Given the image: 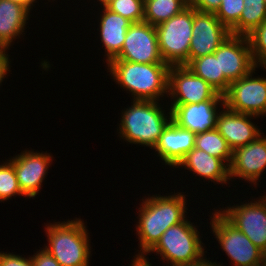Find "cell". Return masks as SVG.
Masks as SVG:
<instances>
[{
  "mask_svg": "<svg viewBox=\"0 0 266 266\" xmlns=\"http://www.w3.org/2000/svg\"><path fill=\"white\" fill-rule=\"evenodd\" d=\"M103 4V7H106L108 4H110L113 0H99Z\"/></svg>",
  "mask_w": 266,
  "mask_h": 266,
  "instance_id": "cell-37",
  "label": "cell"
},
{
  "mask_svg": "<svg viewBox=\"0 0 266 266\" xmlns=\"http://www.w3.org/2000/svg\"><path fill=\"white\" fill-rule=\"evenodd\" d=\"M263 266H266V253L264 254V265Z\"/></svg>",
  "mask_w": 266,
  "mask_h": 266,
  "instance_id": "cell-38",
  "label": "cell"
},
{
  "mask_svg": "<svg viewBox=\"0 0 266 266\" xmlns=\"http://www.w3.org/2000/svg\"><path fill=\"white\" fill-rule=\"evenodd\" d=\"M224 108L227 111L218 114L216 129L233 151L249 144L261 135L258 128L248 119L254 115L234 112L225 106Z\"/></svg>",
  "mask_w": 266,
  "mask_h": 266,
  "instance_id": "cell-17",
  "label": "cell"
},
{
  "mask_svg": "<svg viewBox=\"0 0 266 266\" xmlns=\"http://www.w3.org/2000/svg\"><path fill=\"white\" fill-rule=\"evenodd\" d=\"M197 173L199 176L211 179L220 183H226L229 177L228 165L217 157L211 156L203 150L193 148L184 158L178 163Z\"/></svg>",
  "mask_w": 266,
  "mask_h": 266,
  "instance_id": "cell-20",
  "label": "cell"
},
{
  "mask_svg": "<svg viewBox=\"0 0 266 266\" xmlns=\"http://www.w3.org/2000/svg\"><path fill=\"white\" fill-rule=\"evenodd\" d=\"M221 101L224 107L225 100H206L193 104H173L170 108L172 121L179 127L195 134L215 129L218 117L216 105Z\"/></svg>",
  "mask_w": 266,
  "mask_h": 266,
  "instance_id": "cell-14",
  "label": "cell"
},
{
  "mask_svg": "<svg viewBox=\"0 0 266 266\" xmlns=\"http://www.w3.org/2000/svg\"><path fill=\"white\" fill-rule=\"evenodd\" d=\"M211 224L220 246L233 260L235 266H263L265 253L245 234L230 224L220 214V211L214 213Z\"/></svg>",
  "mask_w": 266,
  "mask_h": 266,
  "instance_id": "cell-7",
  "label": "cell"
},
{
  "mask_svg": "<svg viewBox=\"0 0 266 266\" xmlns=\"http://www.w3.org/2000/svg\"><path fill=\"white\" fill-rule=\"evenodd\" d=\"M0 266H33V261L32 258L25 259L11 253H0Z\"/></svg>",
  "mask_w": 266,
  "mask_h": 266,
  "instance_id": "cell-31",
  "label": "cell"
},
{
  "mask_svg": "<svg viewBox=\"0 0 266 266\" xmlns=\"http://www.w3.org/2000/svg\"><path fill=\"white\" fill-rule=\"evenodd\" d=\"M107 64L114 80L132 92L134 100L156 101L162 93L169 92L170 65L167 63L110 61Z\"/></svg>",
  "mask_w": 266,
  "mask_h": 266,
  "instance_id": "cell-1",
  "label": "cell"
},
{
  "mask_svg": "<svg viewBox=\"0 0 266 266\" xmlns=\"http://www.w3.org/2000/svg\"><path fill=\"white\" fill-rule=\"evenodd\" d=\"M244 6V0H221L215 16L231 30L239 22Z\"/></svg>",
  "mask_w": 266,
  "mask_h": 266,
  "instance_id": "cell-28",
  "label": "cell"
},
{
  "mask_svg": "<svg viewBox=\"0 0 266 266\" xmlns=\"http://www.w3.org/2000/svg\"><path fill=\"white\" fill-rule=\"evenodd\" d=\"M195 148L205 151L211 156L228 161V168L232 162L233 150L218 130L212 129L195 135Z\"/></svg>",
  "mask_w": 266,
  "mask_h": 266,
  "instance_id": "cell-25",
  "label": "cell"
},
{
  "mask_svg": "<svg viewBox=\"0 0 266 266\" xmlns=\"http://www.w3.org/2000/svg\"><path fill=\"white\" fill-rule=\"evenodd\" d=\"M244 5L239 22L230 30L231 34L247 36L266 20L264 0H244Z\"/></svg>",
  "mask_w": 266,
  "mask_h": 266,
  "instance_id": "cell-24",
  "label": "cell"
},
{
  "mask_svg": "<svg viewBox=\"0 0 266 266\" xmlns=\"http://www.w3.org/2000/svg\"><path fill=\"white\" fill-rule=\"evenodd\" d=\"M15 194L26 196L20 189L16 172L10 162L0 165V201Z\"/></svg>",
  "mask_w": 266,
  "mask_h": 266,
  "instance_id": "cell-27",
  "label": "cell"
},
{
  "mask_svg": "<svg viewBox=\"0 0 266 266\" xmlns=\"http://www.w3.org/2000/svg\"><path fill=\"white\" fill-rule=\"evenodd\" d=\"M192 35L188 63L192 59L213 54L231 32L215 13L201 12L193 8Z\"/></svg>",
  "mask_w": 266,
  "mask_h": 266,
  "instance_id": "cell-11",
  "label": "cell"
},
{
  "mask_svg": "<svg viewBox=\"0 0 266 266\" xmlns=\"http://www.w3.org/2000/svg\"><path fill=\"white\" fill-rule=\"evenodd\" d=\"M5 48L0 44V53L4 50Z\"/></svg>",
  "mask_w": 266,
  "mask_h": 266,
  "instance_id": "cell-39",
  "label": "cell"
},
{
  "mask_svg": "<svg viewBox=\"0 0 266 266\" xmlns=\"http://www.w3.org/2000/svg\"><path fill=\"white\" fill-rule=\"evenodd\" d=\"M177 266H221V265H217L216 263L214 264L211 261L209 262V260L207 261L206 259L203 260V257H202L200 260L196 262L181 264Z\"/></svg>",
  "mask_w": 266,
  "mask_h": 266,
  "instance_id": "cell-34",
  "label": "cell"
},
{
  "mask_svg": "<svg viewBox=\"0 0 266 266\" xmlns=\"http://www.w3.org/2000/svg\"><path fill=\"white\" fill-rule=\"evenodd\" d=\"M103 13L100 21L101 41L107 50V62L109 63L120 54L127 29L132 22L106 7Z\"/></svg>",
  "mask_w": 266,
  "mask_h": 266,
  "instance_id": "cell-19",
  "label": "cell"
},
{
  "mask_svg": "<svg viewBox=\"0 0 266 266\" xmlns=\"http://www.w3.org/2000/svg\"><path fill=\"white\" fill-rule=\"evenodd\" d=\"M195 133L179 127L172 120L163 130L154 149L165 164L178 166V163L195 147Z\"/></svg>",
  "mask_w": 266,
  "mask_h": 266,
  "instance_id": "cell-18",
  "label": "cell"
},
{
  "mask_svg": "<svg viewBox=\"0 0 266 266\" xmlns=\"http://www.w3.org/2000/svg\"><path fill=\"white\" fill-rule=\"evenodd\" d=\"M193 27V7L188 5L179 14L155 26L158 47L163 61L170 66L187 65Z\"/></svg>",
  "mask_w": 266,
  "mask_h": 266,
  "instance_id": "cell-5",
  "label": "cell"
},
{
  "mask_svg": "<svg viewBox=\"0 0 266 266\" xmlns=\"http://www.w3.org/2000/svg\"><path fill=\"white\" fill-rule=\"evenodd\" d=\"M247 38L255 66L260 62L259 65L262 64L266 68V20L248 34Z\"/></svg>",
  "mask_w": 266,
  "mask_h": 266,
  "instance_id": "cell-29",
  "label": "cell"
},
{
  "mask_svg": "<svg viewBox=\"0 0 266 266\" xmlns=\"http://www.w3.org/2000/svg\"><path fill=\"white\" fill-rule=\"evenodd\" d=\"M143 256L144 254H139L136 259H134L132 266H151Z\"/></svg>",
  "mask_w": 266,
  "mask_h": 266,
  "instance_id": "cell-35",
  "label": "cell"
},
{
  "mask_svg": "<svg viewBox=\"0 0 266 266\" xmlns=\"http://www.w3.org/2000/svg\"><path fill=\"white\" fill-rule=\"evenodd\" d=\"M6 49L0 53V83L3 81L4 76L7 74L9 67L8 55H6Z\"/></svg>",
  "mask_w": 266,
  "mask_h": 266,
  "instance_id": "cell-33",
  "label": "cell"
},
{
  "mask_svg": "<svg viewBox=\"0 0 266 266\" xmlns=\"http://www.w3.org/2000/svg\"><path fill=\"white\" fill-rule=\"evenodd\" d=\"M188 6V0H144V20L153 26L169 20Z\"/></svg>",
  "mask_w": 266,
  "mask_h": 266,
  "instance_id": "cell-23",
  "label": "cell"
},
{
  "mask_svg": "<svg viewBox=\"0 0 266 266\" xmlns=\"http://www.w3.org/2000/svg\"><path fill=\"white\" fill-rule=\"evenodd\" d=\"M168 91H171L169 94L174 98L177 97L173 104L224 100V95L218 93L210 84L194 74L185 65L170 66Z\"/></svg>",
  "mask_w": 266,
  "mask_h": 266,
  "instance_id": "cell-9",
  "label": "cell"
},
{
  "mask_svg": "<svg viewBox=\"0 0 266 266\" xmlns=\"http://www.w3.org/2000/svg\"><path fill=\"white\" fill-rule=\"evenodd\" d=\"M266 168V137L258 136L245 146L233 151L229 167L230 177H241L247 181L256 182Z\"/></svg>",
  "mask_w": 266,
  "mask_h": 266,
  "instance_id": "cell-15",
  "label": "cell"
},
{
  "mask_svg": "<svg viewBox=\"0 0 266 266\" xmlns=\"http://www.w3.org/2000/svg\"><path fill=\"white\" fill-rule=\"evenodd\" d=\"M111 61L135 63H165L160 55L155 26L142 21L127 29L120 54Z\"/></svg>",
  "mask_w": 266,
  "mask_h": 266,
  "instance_id": "cell-8",
  "label": "cell"
},
{
  "mask_svg": "<svg viewBox=\"0 0 266 266\" xmlns=\"http://www.w3.org/2000/svg\"><path fill=\"white\" fill-rule=\"evenodd\" d=\"M131 108L122 116L120 134L130 143L143 144L154 149L160 135L172 120L167 122L163 111L156 101L134 100Z\"/></svg>",
  "mask_w": 266,
  "mask_h": 266,
  "instance_id": "cell-3",
  "label": "cell"
},
{
  "mask_svg": "<svg viewBox=\"0 0 266 266\" xmlns=\"http://www.w3.org/2000/svg\"><path fill=\"white\" fill-rule=\"evenodd\" d=\"M33 266H61L45 249L32 257Z\"/></svg>",
  "mask_w": 266,
  "mask_h": 266,
  "instance_id": "cell-32",
  "label": "cell"
},
{
  "mask_svg": "<svg viewBox=\"0 0 266 266\" xmlns=\"http://www.w3.org/2000/svg\"><path fill=\"white\" fill-rule=\"evenodd\" d=\"M85 228L80 219L48 225L49 246L45 250L61 266H88L90 247Z\"/></svg>",
  "mask_w": 266,
  "mask_h": 266,
  "instance_id": "cell-4",
  "label": "cell"
},
{
  "mask_svg": "<svg viewBox=\"0 0 266 266\" xmlns=\"http://www.w3.org/2000/svg\"><path fill=\"white\" fill-rule=\"evenodd\" d=\"M263 198L256 203L228 207L220 214L266 253V197Z\"/></svg>",
  "mask_w": 266,
  "mask_h": 266,
  "instance_id": "cell-12",
  "label": "cell"
},
{
  "mask_svg": "<svg viewBox=\"0 0 266 266\" xmlns=\"http://www.w3.org/2000/svg\"><path fill=\"white\" fill-rule=\"evenodd\" d=\"M16 1L20 2L22 5H24L27 9L30 10L31 5H32V3H33L35 0H16Z\"/></svg>",
  "mask_w": 266,
  "mask_h": 266,
  "instance_id": "cell-36",
  "label": "cell"
},
{
  "mask_svg": "<svg viewBox=\"0 0 266 266\" xmlns=\"http://www.w3.org/2000/svg\"><path fill=\"white\" fill-rule=\"evenodd\" d=\"M184 195L151 197L145 199L140 207L138 234L141 253H148L160 240L163 233L171 226L185 219Z\"/></svg>",
  "mask_w": 266,
  "mask_h": 266,
  "instance_id": "cell-2",
  "label": "cell"
},
{
  "mask_svg": "<svg viewBox=\"0 0 266 266\" xmlns=\"http://www.w3.org/2000/svg\"><path fill=\"white\" fill-rule=\"evenodd\" d=\"M194 227L186 219L169 227L149 252L160 253L162 258L168 262L170 260L172 266L200 260L204 255V248Z\"/></svg>",
  "mask_w": 266,
  "mask_h": 266,
  "instance_id": "cell-6",
  "label": "cell"
},
{
  "mask_svg": "<svg viewBox=\"0 0 266 266\" xmlns=\"http://www.w3.org/2000/svg\"><path fill=\"white\" fill-rule=\"evenodd\" d=\"M51 156L25 151L9 162L13 165L21 191L29 198L35 197L48 169Z\"/></svg>",
  "mask_w": 266,
  "mask_h": 266,
  "instance_id": "cell-16",
  "label": "cell"
},
{
  "mask_svg": "<svg viewBox=\"0 0 266 266\" xmlns=\"http://www.w3.org/2000/svg\"><path fill=\"white\" fill-rule=\"evenodd\" d=\"M251 75L230 83L224 94L225 107L254 116L266 114V78H250Z\"/></svg>",
  "mask_w": 266,
  "mask_h": 266,
  "instance_id": "cell-10",
  "label": "cell"
},
{
  "mask_svg": "<svg viewBox=\"0 0 266 266\" xmlns=\"http://www.w3.org/2000/svg\"><path fill=\"white\" fill-rule=\"evenodd\" d=\"M106 8L132 23L144 20V0H113Z\"/></svg>",
  "mask_w": 266,
  "mask_h": 266,
  "instance_id": "cell-26",
  "label": "cell"
},
{
  "mask_svg": "<svg viewBox=\"0 0 266 266\" xmlns=\"http://www.w3.org/2000/svg\"><path fill=\"white\" fill-rule=\"evenodd\" d=\"M28 13L29 9L16 0H0V44L5 49L22 34Z\"/></svg>",
  "mask_w": 266,
  "mask_h": 266,
  "instance_id": "cell-21",
  "label": "cell"
},
{
  "mask_svg": "<svg viewBox=\"0 0 266 266\" xmlns=\"http://www.w3.org/2000/svg\"><path fill=\"white\" fill-rule=\"evenodd\" d=\"M221 0H188V5L197 11L216 13L220 8Z\"/></svg>",
  "mask_w": 266,
  "mask_h": 266,
  "instance_id": "cell-30",
  "label": "cell"
},
{
  "mask_svg": "<svg viewBox=\"0 0 266 266\" xmlns=\"http://www.w3.org/2000/svg\"><path fill=\"white\" fill-rule=\"evenodd\" d=\"M213 54L219 56L220 73H223L230 83L255 70L247 36L229 35Z\"/></svg>",
  "mask_w": 266,
  "mask_h": 266,
  "instance_id": "cell-13",
  "label": "cell"
},
{
  "mask_svg": "<svg viewBox=\"0 0 266 266\" xmlns=\"http://www.w3.org/2000/svg\"><path fill=\"white\" fill-rule=\"evenodd\" d=\"M194 74L204 79L218 93L224 95L230 86V82L220 73L219 56L214 54L192 59L187 65Z\"/></svg>",
  "mask_w": 266,
  "mask_h": 266,
  "instance_id": "cell-22",
  "label": "cell"
}]
</instances>
